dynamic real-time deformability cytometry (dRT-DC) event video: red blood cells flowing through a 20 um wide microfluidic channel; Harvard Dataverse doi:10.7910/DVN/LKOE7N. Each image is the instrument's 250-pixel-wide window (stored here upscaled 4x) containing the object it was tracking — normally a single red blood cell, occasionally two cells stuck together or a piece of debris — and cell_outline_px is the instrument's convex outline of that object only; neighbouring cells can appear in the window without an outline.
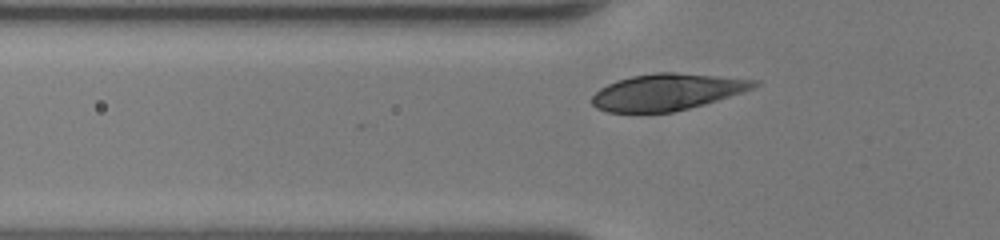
{"species": "human", "species_latin": "Homo sapiens", "temperature_condition": "room temperature", "stored_images_in_passage": 30, "camera_frame_rate_fps": 3000, "um_per_image_px": 0.085, "donor": {"sex": "female"}, "frame": {"image": 1, "passage_image": 6, "time_ms": 1.667, "image_size_px": [1000, 240], "cell_outline_px": [[760, 84], [752, 88], [704, 104], [672, 112], [608, 112], [596, 108], [592, 104], [592, 96], [600, 88], [616, 80], [632, 76], [656, 72], [676, 72], [760, 80]], "centroid_in_image_um": [56.67, 7.81], "position_along_channel_um": 69.1, "area_um2": 34.22}}
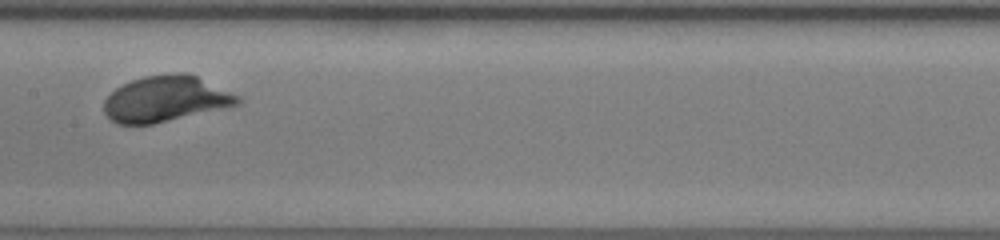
{"frame": {"image": 2, "passage_image": 15, "time_ms": 4.667, "image_size_px": [1000, 240], "cell_outline_px": [[240, 104], [152, 124], [116, 124], [104, 112], [104, 100], [116, 88], [132, 80], [144, 76], [176, 72], [184, 72], [196, 76], [240, 96]], "centroid_in_image_um": [14.06, 8.4], "position_along_channel_um": 193.3, "area_um2": 35.32}}
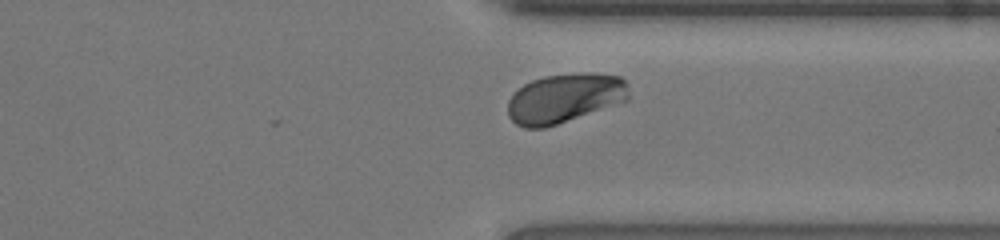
{"frame": {"image": 3, "passage_image": 27, "time_ms": 8.667, "image_size_px": [1000, 240], "cell_outline_px": [[628, 100], [544, 128], [524, 128], [516, 124], [508, 116], [508, 100], [512, 92], [524, 84], [532, 80], [544, 76], [580, 72], [592, 72], [620, 76], [628, 84]], "centroid_in_image_um": [47.97, 8.32], "position_along_channel_um": 363.4, "area_um2": 34.91}, "authors_computed_cell_mechanics": {"area_um2": 34.8823, "velocity_mm_per_s": 4.2197, "shape_relaxation_time_tau1_ms": 1.6321, "shape_relaxation_time_tau2_ms": null, "deformation_change_tau1": 0.1351, "deformation_change_tau2": null}}